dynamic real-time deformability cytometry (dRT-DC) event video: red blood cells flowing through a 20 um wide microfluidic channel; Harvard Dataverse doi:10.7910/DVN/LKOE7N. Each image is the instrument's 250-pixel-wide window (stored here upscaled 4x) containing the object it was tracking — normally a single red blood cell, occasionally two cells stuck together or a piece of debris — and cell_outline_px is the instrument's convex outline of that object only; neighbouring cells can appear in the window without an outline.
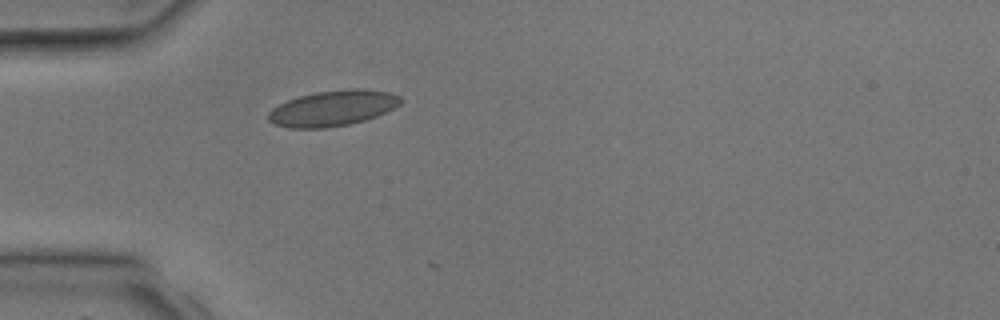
{"species": "common noctule bat (a hibernating species)", "species_latin": "Nyctalus noctula", "temperature_condition": "room temperature", "stored_images_in_passage": 4, "camera_frame_rate_fps": 3000, "um_per_image_px": 0.085, "animal": {"sex": "male", "body_mass_g": 17.9, "forearm_length_mm": 54.2}, "frame": {"image": 1, "passage_image": 4, "time_ms": 4.333, "image_size_px": [1000, 320], "cell_outline_px": [[404, 100], [400, 104], [376, 116], [364, 120], [348, 124], [324, 128], [288, 128], [276, 124], [268, 120], [268, 112], [272, 108], [288, 100], [300, 96], [316, 92], [356, 88], [360, 88], [388, 92], [400, 96]], "centroid_in_image_um": [28.28, 9.2], "position_along_channel_um": 56.7, "area_um2": 27.17}}